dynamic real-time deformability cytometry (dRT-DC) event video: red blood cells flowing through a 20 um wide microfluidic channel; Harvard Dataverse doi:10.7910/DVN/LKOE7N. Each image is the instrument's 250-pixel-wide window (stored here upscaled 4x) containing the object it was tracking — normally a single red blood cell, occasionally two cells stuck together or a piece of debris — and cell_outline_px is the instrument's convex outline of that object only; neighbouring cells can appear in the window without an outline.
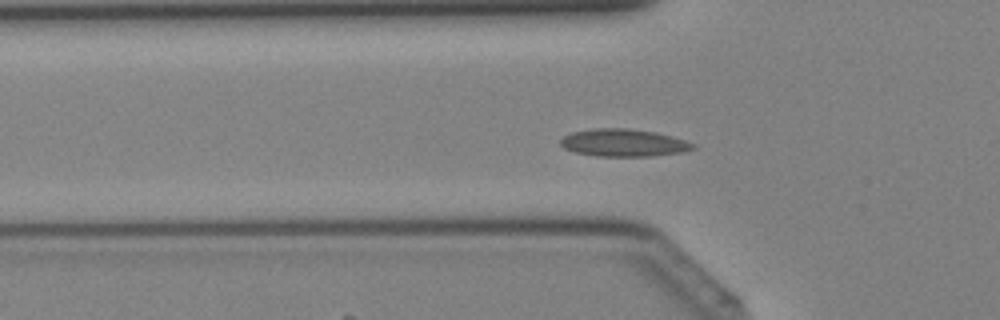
{"species": "Egyptian fruit bat (a non-hibernating species)", "species_latin": "Rousettus aegyptiacus", "temperature_condition": "cold", "stored_images_in_passage": 40, "camera_frame_rate_fps": 3000, "um_per_image_px": 0.085, "animal": {"sex": "female"}, "frame": {"image": 1, "passage_image": 13, "time_ms": 4.0, "image_size_px": [1000, 320], "cell_outline_px": [[696, 148], [684, 152], [652, 156], [596, 156], [576, 152], [564, 148], [560, 144], [560, 140], [564, 136], [572, 132], [596, 128], [628, 128], [656, 132], [672, 136], [696, 144]], "centroid_in_image_um": [53.03, 12.13], "position_along_channel_um": 72.8, "area_um2": 21.27}}
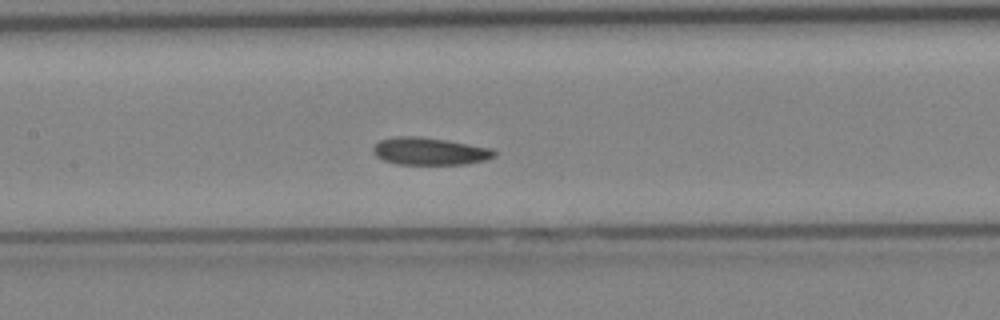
{"frame": {"image": 2, "passage_image": 19, "time_ms": 6.0, "image_size_px": [1000, 320], "cell_outline_px": [[496, 156], [484, 160], [468, 164], [396, 164], [384, 160], [376, 156], [372, 152], [372, 148], [380, 140], [396, 136], [416, 136], [444, 140], [492, 148], [496, 152]], "centroid_in_image_um": [36.5, 12.86], "position_along_channel_um": 170.9, "area_um2": 19.25}}
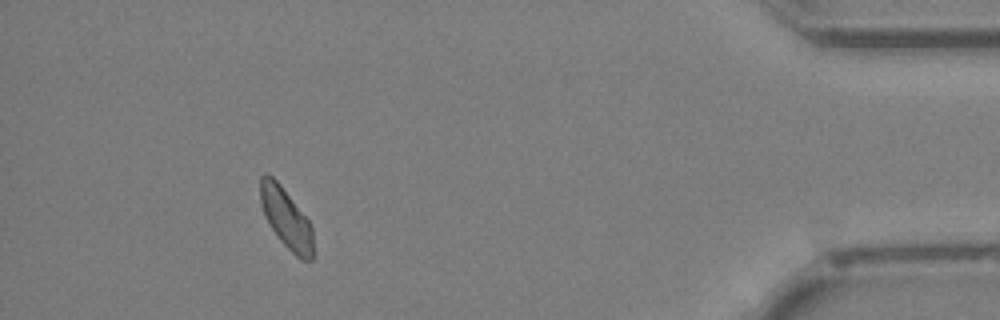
{"frame": {"image": 3, "passage_image": 37, "time_ms": 12.0, "image_size_px": [1000, 320], "cell_outline_px": [[312, 260], [300, 260], [276, 236], [260, 204], [260, 176], [272, 176], [280, 184], [308, 220], [312, 228]], "centroid_in_image_um": [24.32, 18.57], "position_along_channel_um": 410.9, "area_um2": 17.98}}